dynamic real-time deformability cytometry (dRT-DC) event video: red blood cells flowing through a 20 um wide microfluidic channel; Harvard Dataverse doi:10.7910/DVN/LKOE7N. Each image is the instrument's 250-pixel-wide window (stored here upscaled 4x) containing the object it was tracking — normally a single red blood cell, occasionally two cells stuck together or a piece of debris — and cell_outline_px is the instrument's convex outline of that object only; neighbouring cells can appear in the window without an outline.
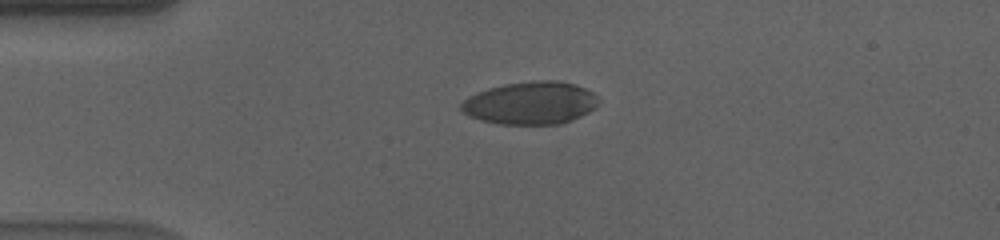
{"species": "human", "species_latin": "Homo sapiens", "temperature_condition": "cold", "stored_images_in_passage": 44, "camera_frame_rate_fps": 3000, "um_per_image_px": 0.085, "donor": {"sex": "male"}, "frame": {"image": 1, "passage_image": 1, "time_ms": 0.0, "image_size_px": [1000, 240], "cell_outline_px": [[600, 100], [596, 108], [580, 116], [560, 124], [500, 124], [480, 120], [468, 116], [460, 108], [460, 104], [468, 96], [476, 92], [488, 88], [504, 84], [532, 80], [556, 80], [576, 84], [592, 92]], "centroid_in_image_um": [45.09, 8.75], "position_along_channel_um": 39.9, "area_um2": 34.39}}
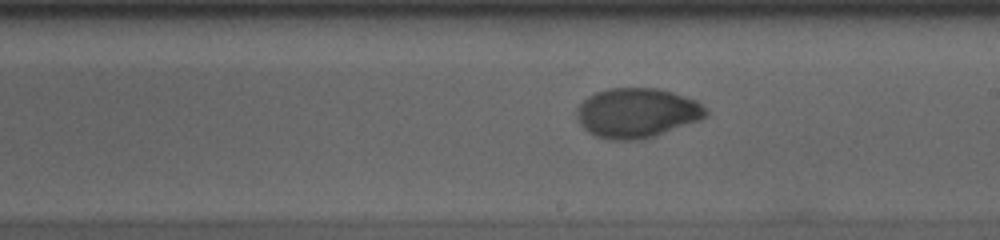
{"frame": {"image": 2, "passage_image": 20, "time_ms": 6.333, "image_size_px": [1000, 240], "cell_outline_px": [[708, 116], [700, 120], [640, 140], [608, 140], [596, 136], [588, 132], [580, 124], [576, 116], [576, 108], [588, 96], [596, 92], [608, 88], [660, 88], [696, 100], [708, 112]], "centroid_in_image_um": [54.11, 9.59], "position_along_channel_um": 234.9, "area_um2": 37.34}}
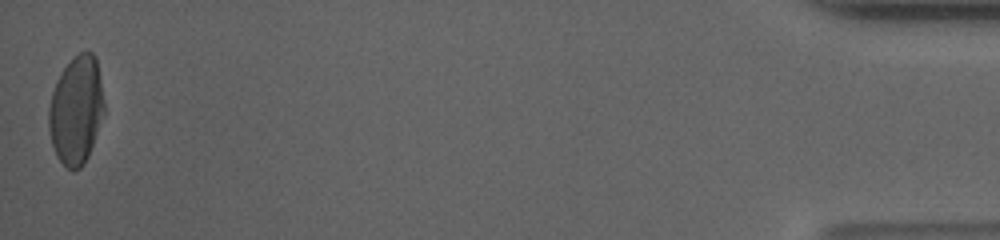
{"frame": {"image": 3, "passage_image": 44, "time_ms": 14.333, "image_size_px": [1000, 240], "cell_outline_px": [[104, 112], [88, 156], [84, 164], [80, 168], [72, 172], [56, 156], [52, 144], [48, 128], [48, 108], [52, 92], [56, 80], [64, 68], [80, 52], [92, 52], [96, 56], [104, 100]], "centroid_in_image_um": [6.46, 9.38], "position_along_channel_um": 428.7, "area_um2": 34.8}, "authors_computed_cell_mechanics": {"area_um2": 36.2695, "velocity_mm_per_s": 3.5744, "shape_relaxation_time_tau1_ms": 5.2672, "shape_relaxation_time_tau2_ms": null, "deformation_change_tau1": 0.1869, "deformation_change_tau2": null}}